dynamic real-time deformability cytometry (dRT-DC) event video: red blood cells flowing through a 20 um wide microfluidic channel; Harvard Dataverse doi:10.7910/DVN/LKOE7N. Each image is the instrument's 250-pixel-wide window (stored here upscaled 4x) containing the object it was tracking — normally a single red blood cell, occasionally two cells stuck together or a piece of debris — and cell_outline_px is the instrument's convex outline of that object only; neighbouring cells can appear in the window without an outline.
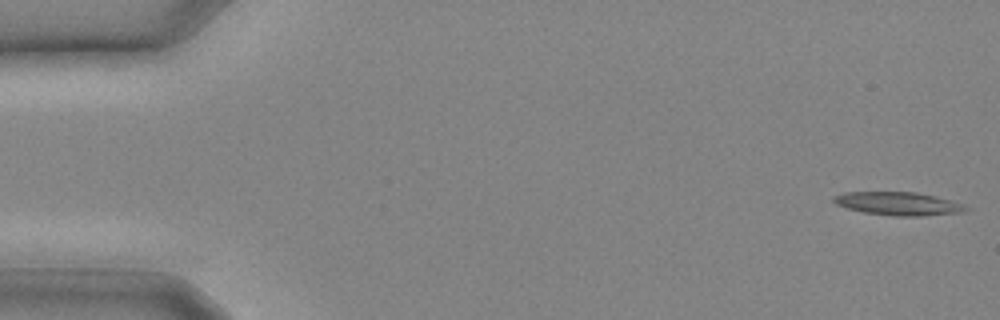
{"species": "common noctule bat (a hibernating species)", "species_latin": "Nyctalus noctula", "temperature_condition": "cold", "stored_images_in_passage": 10, "camera_frame_rate_fps": 3000, "um_per_image_px": 0.085, "animal": {"sex": "male", "body_mass_g": 20.4}, "frame": {"image": 1, "passage_image": 1, "time_ms": 0.0, "image_size_px": [1000, 320], "cell_outline_px": [[968, 208], [964, 212], [924, 216], [892, 216], [864, 212], [848, 208], [836, 204], [832, 200], [832, 196], [844, 192], [916, 192], [936, 196], [964, 204]], "centroid_in_image_um": [76.36, 17.31], "position_along_channel_um": 8.6, "area_um2": 17.98}}
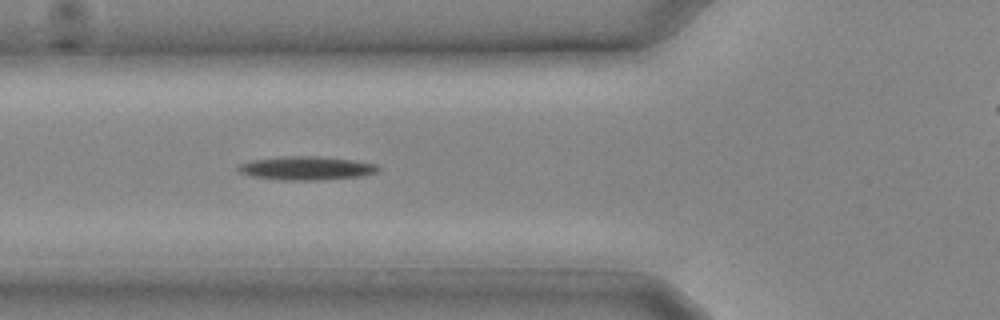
{"frame": {"image": 2, "passage_image": 10, "time_ms": 3.0, "image_size_px": [1000, 320], "cell_outline_px": [[380, 168], [376, 172], [360, 176], [316, 180], [284, 180], [252, 176], [240, 172], [236, 168], [236, 164], [252, 160], [280, 156], [320, 156], [352, 160], [376, 164]], "centroid_in_image_um": [25.99, 14.28], "position_along_channel_um": 99.8, "area_um2": 19.19}}